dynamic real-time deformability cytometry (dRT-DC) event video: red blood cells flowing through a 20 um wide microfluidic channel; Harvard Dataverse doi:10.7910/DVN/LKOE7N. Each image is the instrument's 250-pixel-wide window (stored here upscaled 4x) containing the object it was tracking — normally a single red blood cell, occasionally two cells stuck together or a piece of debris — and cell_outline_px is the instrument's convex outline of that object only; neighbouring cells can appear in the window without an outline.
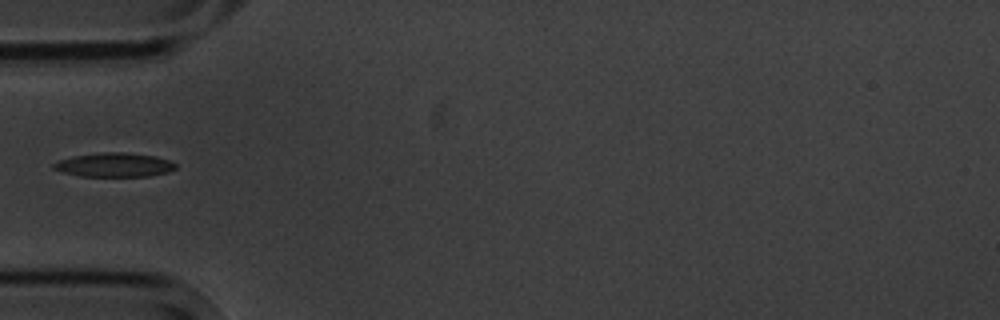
{"species": "common noctule bat (a hibernating species)", "species_latin": "Nyctalus noctula", "temperature_condition": "cold", "stored_images_in_passage": 4, "camera_frame_rate_fps": 3000, "um_per_image_px": 0.085, "animal": {"sex": "male", "body_mass_g": 20.1, "forearm_length_mm": 53.5}, "frame": {"image": 1, "passage_image": 4, "time_ms": 3.333, "image_size_px": [1000, 320], "cell_outline_px": [[176, 168], [168, 172], [148, 176], [80, 176], [64, 172], [52, 168], [52, 164], [60, 160], [76, 156], [104, 152], [124, 152], [156, 156], [168, 160], [176, 164]], "centroid_in_image_um": [9.74, 14.01], "position_along_channel_um": 75.3, "area_um2": 16.88}}